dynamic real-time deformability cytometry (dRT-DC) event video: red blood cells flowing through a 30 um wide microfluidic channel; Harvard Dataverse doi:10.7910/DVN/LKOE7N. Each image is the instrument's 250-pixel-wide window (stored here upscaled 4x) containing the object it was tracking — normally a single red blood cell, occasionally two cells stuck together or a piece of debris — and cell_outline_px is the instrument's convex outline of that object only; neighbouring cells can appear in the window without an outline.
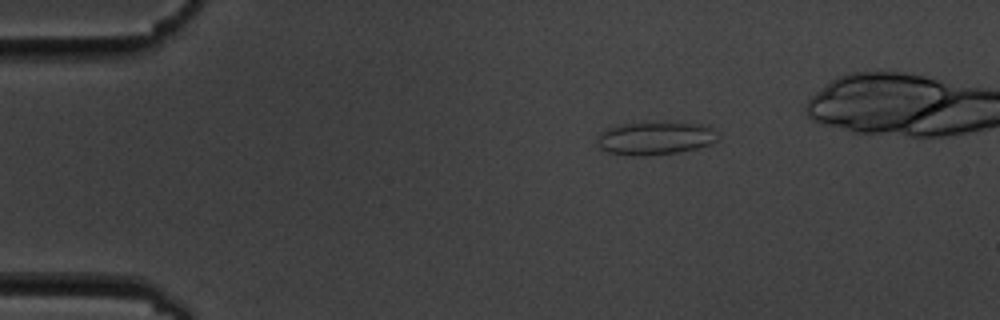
{"species": "common noctule bat (a hibernating species)", "species_latin": "Nyctalus noctula", "temperature_condition": "cold", "stored_images_in_passage": 5, "camera_frame_rate_fps": 3000, "um_per_image_px": 0.085, "animal": {"sex": "male", "body_mass_g": 19.5, "forearm_length_mm": 54.6}, "frame": {"image": 1, "passage_image": 2, "time_ms": 1.0, "image_size_px": [1000, 320], "cell_outline_px": [[720, 140], [696, 148], [676, 152], [640, 156], [632, 156], [608, 152], [600, 148], [596, 140], [600, 132], [604, 128], [620, 124], [708, 124], [712, 128]], "centroid_in_image_um": [55.65, 11.76], "position_along_channel_um": 29.4, "area_um2": 22.77}}